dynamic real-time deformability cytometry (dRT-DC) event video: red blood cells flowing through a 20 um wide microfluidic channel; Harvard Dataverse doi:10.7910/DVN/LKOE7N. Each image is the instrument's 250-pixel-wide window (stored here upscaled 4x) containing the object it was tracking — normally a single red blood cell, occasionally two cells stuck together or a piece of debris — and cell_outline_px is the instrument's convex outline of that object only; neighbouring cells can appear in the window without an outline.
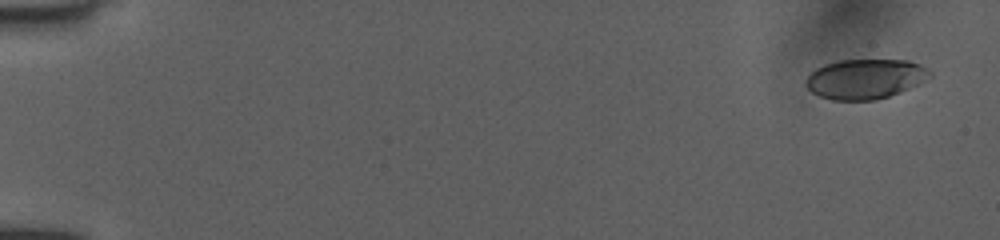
{"species": "human", "species_latin": "Homo sapiens", "temperature_condition": "room temperature", "stored_images_in_passage": 51, "camera_frame_rate_fps": 3000, "um_per_image_px": 0.085, "donor": {"sex": "female"}, "frame": {"image": 1, "passage_image": 1, "time_ms": 0.0, "image_size_px": [1000, 240], "cell_outline_px": [[932, 76], [920, 84], [900, 92], [876, 100], [832, 100], [820, 96], [812, 92], [804, 84], [804, 80], [816, 68], [824, 64], [840, 60], [908, 60], [928, 68], [932, 72]], "centroid_in_image_um": [73.56, 6.71], "position_along_channel_um": 11.4, "area_um2": 28.96}}
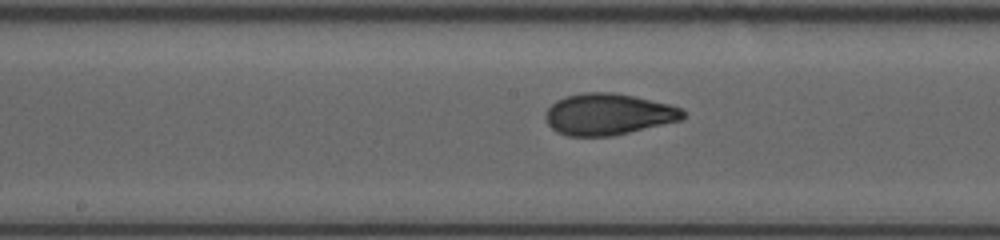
{"frame": {"image": 2, "passage_image": 27, "time_ms": 8.667, "image_size_px": [1000, 240], "cell_outline_px": [[684, 116], [680, 120], [612, 136], [568, 136], [556, 132], [544, 120], [544, 112], [556, 100], [568, 96], [584, 92], [612, 92], [636, 96], [668, 104], [680, 108], [684, 112]], "centroid_in_image_um": [51.64, 9.71], "position_along_channel_um": 196.6, "area_um2": 33.12}}
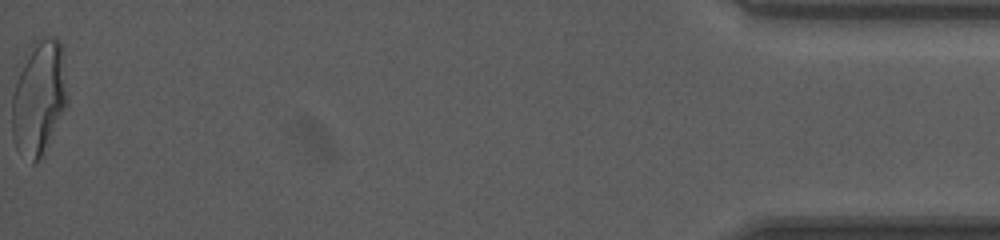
{"frame": {"image": 3, "passage_image": 51, "time_ms": 16.667, "image_size_px": [1000, 240], "cell_outline_px": [[68, 96], [64, 108], [44, 156], [36, 164], [32, 164], [16, 148], [12, 136], [12, 96], [16, 80], [32, 44], [44, 36], [52, 36], [60, 40], [64, 48]], "centroid_in_image_um": [3.33, 8.32], "position_along_channel_um": 431.9, "area_um2": 37.34}, "authors_computed_cell_mechanics": {"area_um2": 32.4258, "velocity_mm_per_s": 4.0403, "shape_relaxation_time_tau1_ms": 8.7956, "shape_relaxation_time_tau2_ms": 0.9363, "deformation_change_tau1": 0.2536, "deformation_change_tau2": 0.0654}}